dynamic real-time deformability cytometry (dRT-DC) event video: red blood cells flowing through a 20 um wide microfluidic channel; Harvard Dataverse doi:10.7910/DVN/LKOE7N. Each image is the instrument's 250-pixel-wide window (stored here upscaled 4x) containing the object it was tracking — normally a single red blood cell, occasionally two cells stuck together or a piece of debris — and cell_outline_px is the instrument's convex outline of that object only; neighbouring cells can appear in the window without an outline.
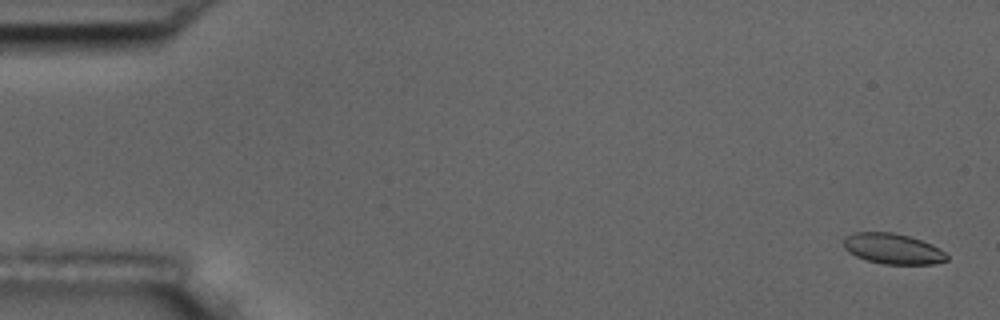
{"species": "common noctule bat (a hibernating species)", "species_latin": "Nyctalus noctula", "temperature_condition": "room temperature", "stored_images_in_passage": 57, "camera_frame_rate_fps": 3000, "um_per_image_px": 0.085, "animal": {"sex": "male", "body_mass_g": 17.5, "forearm_length_mm": 52.3}, "frame": {"image": 1, "passage_image": 2, "time_ms": 0.333, "image_size_px": [1000, 320], "cell_outline_px": [[948, 260], [932, 264], [884, 264], [868, 260], [856, 256], [848, 252], [844, 248], [844, 240], [848, 236], [856, 232], [892, 232], [908, 236], [932, 244], [940, 248], [948, 256]], "centroid_in_image_um": [75.91, 21.15], "position_along_channel_um": 9.1, "area_um2": 18.21}}
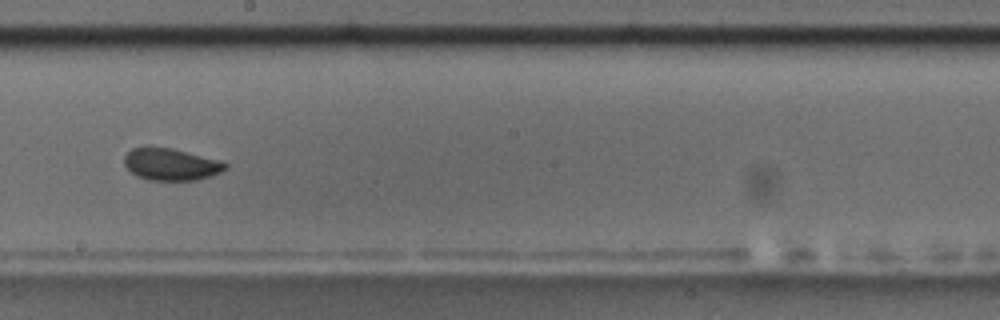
{"frame": {"image": 2, "passage_image": 32, "time_ms": 10.333, "image_size_px": [1000, 320], "cell_outline_px": [[228, 168], [212, 176], [196, 180], [148, 180], [136, 176], [124, 164], [124, 156], [132, 148], [172, 148], [220, 160], [228, 164]], "centroid_in_image_um": [14.56, 13.98], "position_along_channel_um": 233.6, "area_um2": 18.73}}
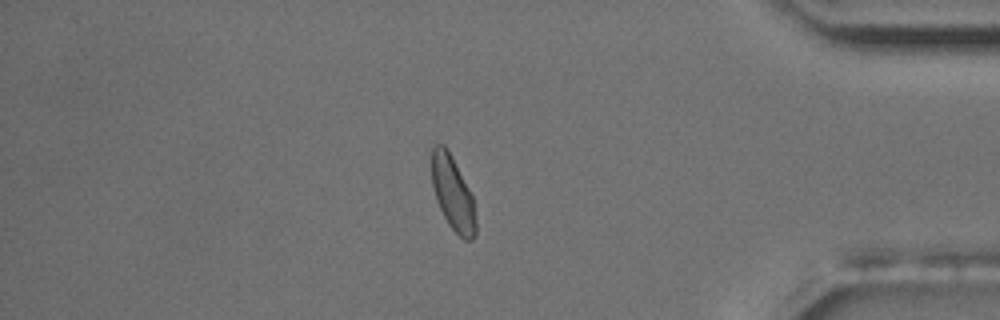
{"frame": {"image": 3, "passage_image": 48, "time_ms": 15.667, "image_size_px": [1000, 320], "cell_outline_px": [[476, 232], [472, 240], [464, 240], [448, 224], [436, 200], [432, 184], [432, 148], [436, 144], [444, 144], [468, 188], [472, 196], [476, 220]], "centroid_in_image_um": [38.48, 16.47], "position_along_channel_um": 396.7, "area_um2": 18.55}, "authors_computed_cell_mechanics": {"area_um2": 19.074, "velocity_mm_per_s": 3.6403, "shape_relaxation_time_tau1_ms": 3.2195, "shape_relaxation_time_tau2_ms": 1.1135, "deformation_change_tau1": 0.0828, "deformation_change_tau2": 0.0437}}